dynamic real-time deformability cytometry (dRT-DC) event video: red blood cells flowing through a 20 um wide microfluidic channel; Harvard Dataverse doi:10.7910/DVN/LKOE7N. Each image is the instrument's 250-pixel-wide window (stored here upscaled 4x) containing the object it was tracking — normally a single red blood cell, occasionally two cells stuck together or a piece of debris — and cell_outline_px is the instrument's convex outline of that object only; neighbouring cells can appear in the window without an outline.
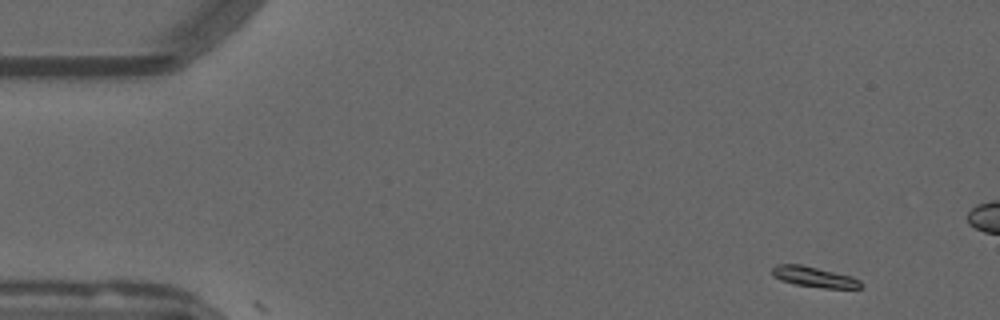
{"species": "common noctule bat (a hibernating species)", "species_latin": "Nyctalus noctula", "temperature_condition": "warm", "stored_images_in_passage": 2, "camera_frame_rate_fps": 3000, "um_per_image_px": 0.085, "animal": {"sex": "male", "forearm_length_mm": 52.5}, "frame": {"image": 1, "passage_image": 1, "time_ms": 0.0, "image_size_px": [1000, 320], "cell_outline_px": [[860, 288], [824, 288], [796, 284], [780, 280], [772, 276], [772, 268], [776, 264], [800, 264], [852, 276], [860, 280]], "centroid_in_image_um": [69.16, 23.53], "position_along_channel_um": 15.8, "area_um2": 10.46}}